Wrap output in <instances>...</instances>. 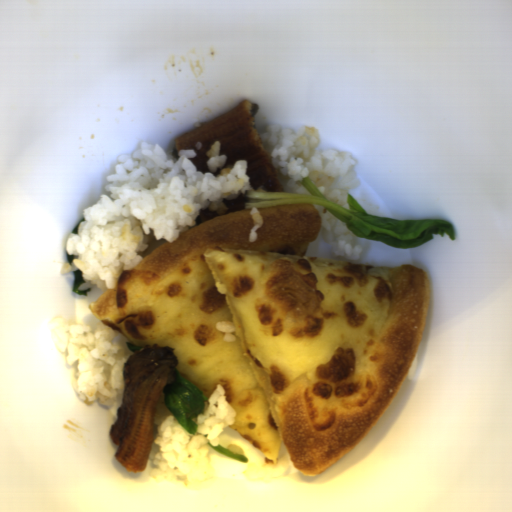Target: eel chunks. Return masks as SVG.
Returning <instances> with one entry per match:
<instances>
[{
	"instance_id": "obj_1",
	"label": "eel chunks",
	"mask_w": 512,
	"mask_h": 512,
	"mask_svg": "<svg viewBox=\"0 0 512 512\" xmlns=\"http://www.w3.org/2000/svg\"><path fill=\"white\" fill-rule=\"evenodd\" d=\"M178 360L171 346L145 345L123 367V401L109 429L119 445L115 459L127 472L145 471L154 439L157 405L166 384L176 381Z\"/></svg>"
},
{
	"instance_id": "obj_2",
	"label": "eel chunks",
	"mask_w": 512,
	"mask_h": 512,
	"mask_svg": "<svg viewBox=\"0 0 512 512\" xmlns=\"http://www.w3.org/2000/svg\"><path fill=\"white\" fill-rule=\"evenodd\" d=\"M259 109V104L247 99L200 128L179 136L174 142L173 157L179 160V151L194 150L196 156L188 159L196 171L210 173L208 153L219 142V156L225 155L226 162L214 172L215 177L225 168H233L236 161H247L251 190L283 192L279 170L273 167L272 156L265 151L254 122Z\"/></svg>"
},
{
	"instance_id": "obj_3",
	"label": "eel chunks",
	"mask_w": 512,
	"mask_h": 512,
	"mask_svg": "<svg viewBox=\"0 0 512 512\" xmlns=\"http://www.w3.org/2000/svg\"><path fill=\"white\" fill-rule=\"evenodd\" d=\"M248 191H245V194H239L238 197L234 200L224 199V204L227 207V210L224 215H227L232 212L244 211L246 203L249 202V198L247 196Z\"/></svg>"
},
{
	"instance_id": "obj_4",
	"label": "eel chunks",
	"mask_w": 512,
	"mask_h": 512,
	"mask_svg": "<svg viewBox=\"0 0 512 512\" xmlns=\"http://www.w3.org/2000/svg\"><path fill=\"white\" fill-rule=\"evenodd\" d=\"M220 216L218 212L211 211L210 209H201L199 215L196 217V225L202 224L205 221Z\"/></svg>"
}]
</instances>
